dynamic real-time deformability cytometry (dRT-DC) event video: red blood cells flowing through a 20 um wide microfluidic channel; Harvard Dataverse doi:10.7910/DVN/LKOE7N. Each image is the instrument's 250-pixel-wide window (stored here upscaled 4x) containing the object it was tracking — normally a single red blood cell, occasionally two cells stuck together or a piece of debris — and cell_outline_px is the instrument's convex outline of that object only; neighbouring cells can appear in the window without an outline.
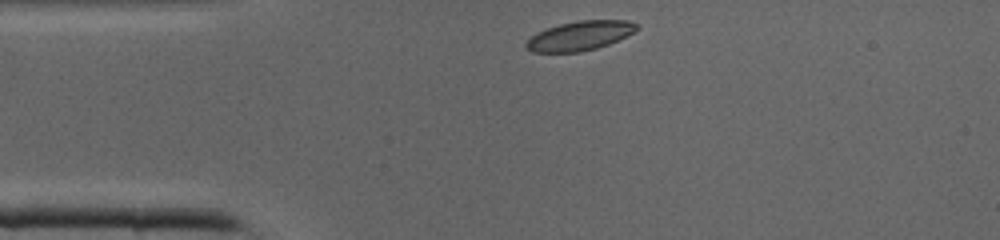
{"species": "common noctule bat (a hibernating species)", "species_latin": "Nyctalus noctula", "temperature_condition": "cold", "stored_images_in_passage": 27, "camera_frame_rate_fps": 3000, "um_per_image_px": 0.085, "animal": {"sex": "male", "body_mass_g": 19.0, "forearm_length_mm": 50.8}, "frame": {"image": 1, "passage_image": 1, "time_ms": 0.0, "image_size_px": [1000, 240], "cell_outline_px": [[640, 28], [608, 44], [596, 48], [580, 52], [532, 52], [524, 48], [524, 44], [536, 32], [560, 24], [580, 20], [628, 20], [636, 24]], "centroid_in_image_um": [49.24, 3.04], "position_along_channel_um": 35.8, "area_um2": 18.73}}
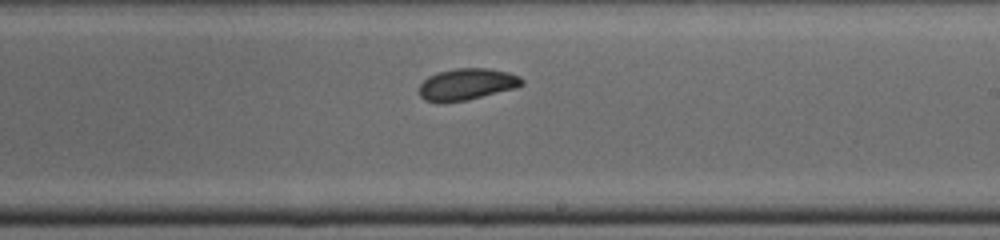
{"frame": {"image": 2, "passage_image": 16, "time_ms": 5.0, "image_size_px": [1000, 240], "cell_outline_px": [[524, 84], [516, 88], [464, 100], [424, 100], [420, 96], [420, 84], [428, 76], [436, 72], [456, 68], [488, 68], [508, 72], [520, 76], [524, 80]], "centroid_in_image_um": [39.73, 7.11], "position_along_channel_um": 249.3, "area_um2": 18.5}}
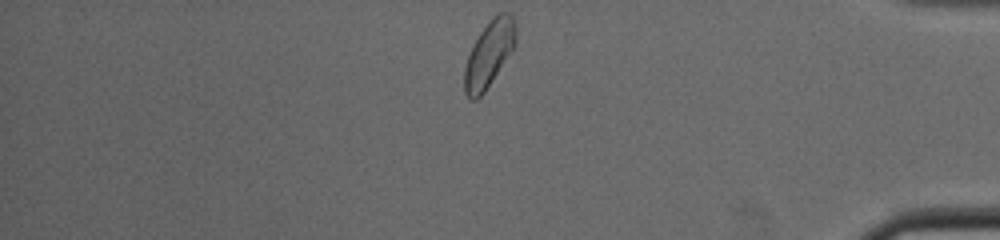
{"frame": {"image": 3, "passage_image": 27, "time_ms": 8.667, "image_size_px": [1000, 240], "cell_outline_px": [[516, 44], [484, 92], [476, 100], [472, 100], [464, 92], [464, 68], [468, 56], [480, 32], [492, 16], [500, 12], [508, 12], [516, 20]], "centroid_in_image_um": [41.58, 4.55], "position_along_channel_um": 393.6, "area_um2": 19.59}}